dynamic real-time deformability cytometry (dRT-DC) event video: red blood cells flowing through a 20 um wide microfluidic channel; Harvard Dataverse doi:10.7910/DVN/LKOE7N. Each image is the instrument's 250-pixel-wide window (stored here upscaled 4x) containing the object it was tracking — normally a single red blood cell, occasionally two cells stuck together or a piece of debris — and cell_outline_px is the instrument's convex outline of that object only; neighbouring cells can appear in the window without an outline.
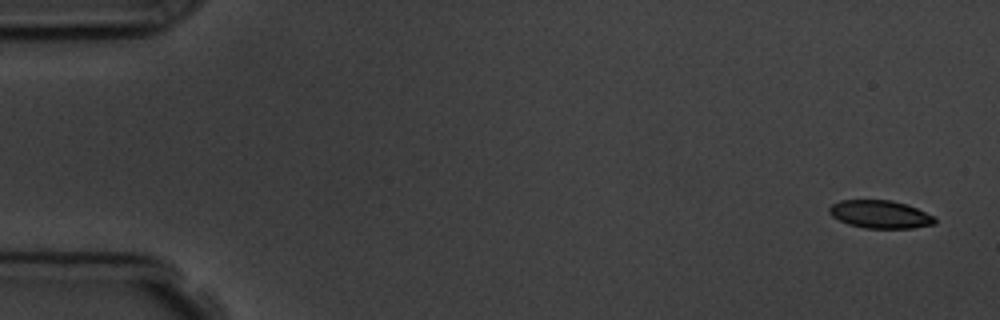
{"species": "common noctule bat (a hibernating species)", "species_latin": "Nyctalus noctula", "temperature_condition": "room temperature", "stored_images_in_passage": 5, "camera_frame_rate_fps": 3000, "um_per_image_px": 0.085, "animal": {"sex": "male", "body_mass_g": 19.5, "forearm_length_mm": 54.6}, "frame": {"image": 1, "passage_image": 1, "time_ms": 0.0, "image_size_px": [1000, 320], "cell_outline_px": [[936, 224], [912, 228], [864, 228], [848, 224], [832, 216], [828, 212], [828, 208], [832, 204], [840, 200], [892, 200], [916, 208], [932, 216], [936, 220]], "centroid_in_image_um": [74.78, 18.22], "position_along_channel_um": 10.2, "area_um2": 17.05}}
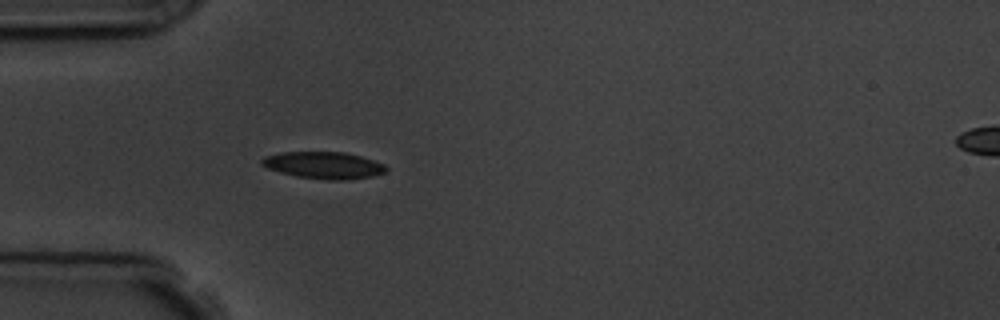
{"frame": {"image": 2, "passage_image": 5, "time_ms": 4.667, "image_size_px": [1000, 320], "cell_outline_px": [[388, 168], [384, 172], [372, 176], [344, 180], [328, 180], [296, 176], [280, 172], [268, 168], [260, 164], [260, 160], [264, 156], [280, 152], [344, 152], [360, 156], [384, 164]], "centroid_in_image_um": [27.48, 14.04], "position_along_channel_um": 57.5, "area_um2": 19.42}}